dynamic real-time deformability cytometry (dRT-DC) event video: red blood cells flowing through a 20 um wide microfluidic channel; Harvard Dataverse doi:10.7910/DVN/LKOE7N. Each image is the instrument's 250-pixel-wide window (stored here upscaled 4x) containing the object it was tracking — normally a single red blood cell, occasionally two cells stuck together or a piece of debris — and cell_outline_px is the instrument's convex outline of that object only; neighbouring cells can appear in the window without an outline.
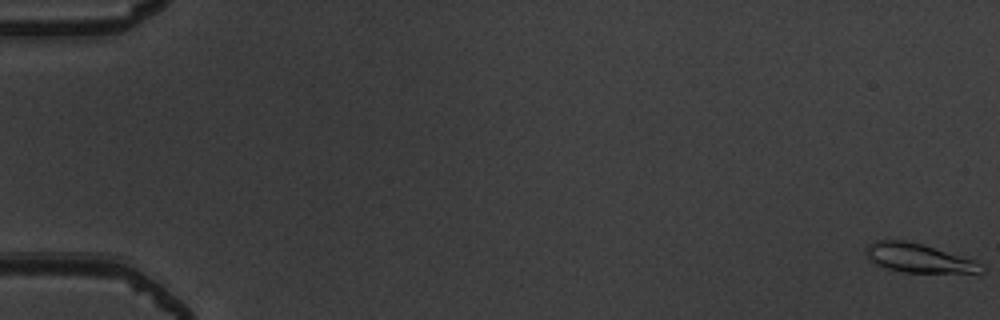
{"species": "common noctule bat (a hibernating species)", "species_latin": "Nyctalus noctula", "temperature_condition": "warm", "stored_images_in_passage": 16, "camera_frame_rate_fps": 3000, "um_per_image_px": 0.085, "animal": {"sex": "male", "body_mass_g": 19.5, "forearm_length_mm": 54.6}, "frame": {"image": 1, "passage_image": 1, "time_ms": 0.0, "image_size_px": [1000, 320], "cell_outline_px": [[984, 272], [904, 272], [888, 268], [876, 264], [868, 260], [864, 252], [864, 248], [868, 244], [876, 240], [904, 240], [920, 244], [976, 260], [984, 268]], "centroid_in_image_um": [78.01, 21.92], "position_along_channel_um": 7.0, "area_um2": 19.19}}